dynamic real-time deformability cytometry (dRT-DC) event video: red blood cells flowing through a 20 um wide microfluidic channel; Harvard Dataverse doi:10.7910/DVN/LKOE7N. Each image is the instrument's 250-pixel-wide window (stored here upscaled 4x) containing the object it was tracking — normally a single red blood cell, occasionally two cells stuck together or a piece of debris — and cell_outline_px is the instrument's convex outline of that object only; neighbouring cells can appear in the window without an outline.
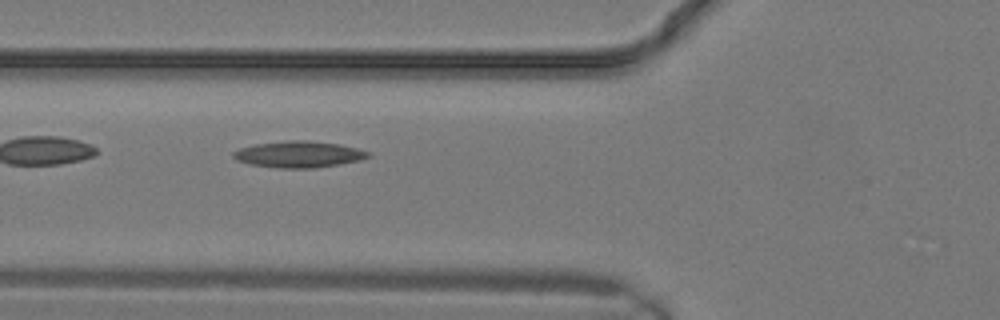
{"species": "common noctule bat (a hibernating species)", "species_latin": "Nyctalus noctula", "temperature_condition": "warm", "stored_images_in_passage": 10, "camera_frame_rate_fps": 3000, "um_per_image_px": 0.085, "animal": {"sex": "male", "body_mass_g": 19.2, "forearm_length_mm": 51.8}, "frame": {"image": 1, "passage_image": 7, "time_ms": 2.0, "image_size_px": [1000, 320], "cell_outline_px": [[372, 156], [360, 160], [340, 164], [316, 168], [276, 168], [248, 164], [236, 160], [232, 156], [232, 152], [240, 148], [256, 144], [292, 140], [308, 140], [340, 144], [372, 152]], "centroid_in_image_um": [25.41, 13.12], "position_along_channel_um": 100.4, "area_um2": 20.92}}
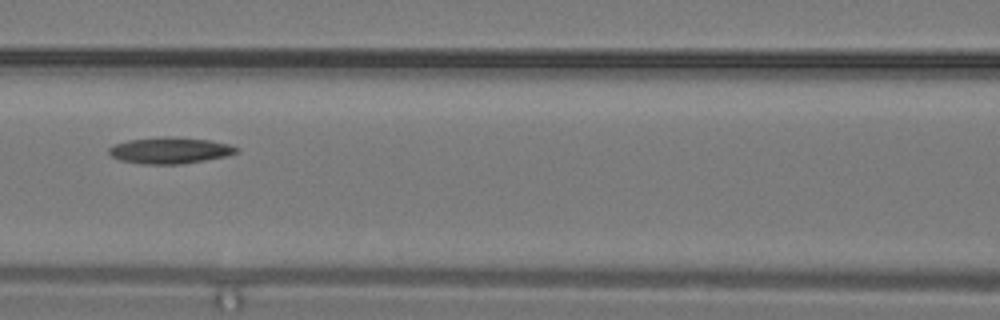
{"frame": {"image": 2, "passage_image": 9, "time_ms": 2.667, "image_size_px": [1000, 320], "cell_outline_px": [[240, 152], [228, 156], [184, 164], [144, 164], [120, 160], [112, 156], [108, 152], [108, 148], [112, 144], [128, 140], [208, 140], [228, 144], [240, 148]], "centroid_in_image_um": [14.48, 12.85], "position_along_channel_um": 152.1, "area_um2": 18.55}}